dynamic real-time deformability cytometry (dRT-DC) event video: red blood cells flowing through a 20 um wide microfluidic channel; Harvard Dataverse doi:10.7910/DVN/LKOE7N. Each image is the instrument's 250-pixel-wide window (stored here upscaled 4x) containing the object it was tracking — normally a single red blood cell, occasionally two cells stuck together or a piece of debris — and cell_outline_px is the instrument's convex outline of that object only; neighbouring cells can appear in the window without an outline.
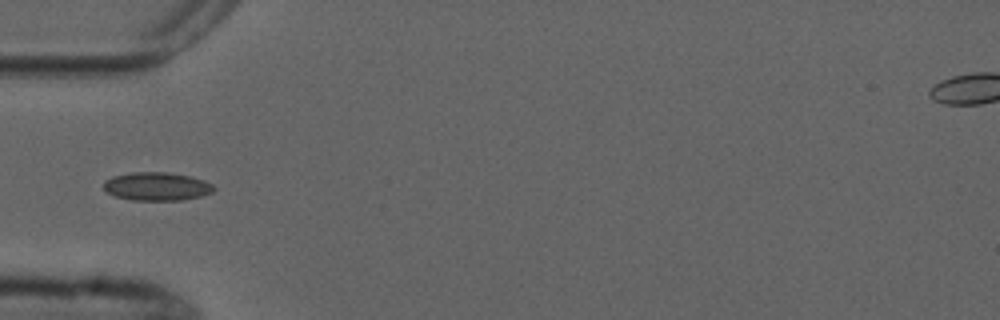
{"species": "common noctule bat (a hibernating species)", "species_latin": "Nyctalus noctula", "temperature_condition": "cold", "stored_images_in_passage": 1, "camera_frame_rate_fps": 3000, "um_per_image_px": 0.085, "animal": {"sex": "male", "forearm_length_mm": 52.5}, "frame": {"image": 1, "passage_image": 1, "time_ms": 0.0, "image_size_px": [1000, 320], "cell_outline_px": [[216, 188], [212, 192], [200, 196], [184, 200], [132, 200], [116, 196], [108, 192], [104, 188], [104, 180], [112, 176], [132, 172], [168, 172], [192, 176], [204, 180], [212, 184]], "centroid_in_image_um": [13.35, 15.83], "position_along_channel_um": 71.7, "area_um2": 18.26}}